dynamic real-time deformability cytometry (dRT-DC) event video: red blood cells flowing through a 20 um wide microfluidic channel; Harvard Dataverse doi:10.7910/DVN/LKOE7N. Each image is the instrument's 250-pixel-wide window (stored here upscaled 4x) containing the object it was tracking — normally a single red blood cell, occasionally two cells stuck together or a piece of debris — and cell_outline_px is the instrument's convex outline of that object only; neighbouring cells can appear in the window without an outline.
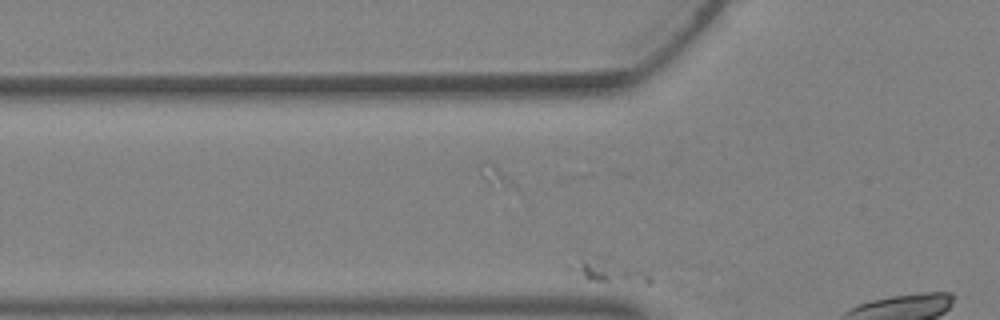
{"species": "Egyptian fruit bat (a non-hibernating species)", "species_latin": "Rousettus aegyptiacus", "temperature_condition": "warm", "stored_images_in_passage": 9, "segment_of_instrument_passage": [2, 2], "camera_frame_rate_fps": 3000, "um_per_image_px": 0.085, "animal": {"sex": "female"}, "frame": {"image": 1, "passage_image": 7, "time_ms": 2.0, "image_size_px": [1000, 320], "cell_outline_px": [[652, 280], [648, 284], [604, 296], [540, 304], [532, 304], [524, 296], [584, 264], [588, 264], [624, 268], [648, 276]], "centroid_in_image_um": [49.98, 24.16], "position_along_channel_um": 75.8, "area_um2": 20.58}}